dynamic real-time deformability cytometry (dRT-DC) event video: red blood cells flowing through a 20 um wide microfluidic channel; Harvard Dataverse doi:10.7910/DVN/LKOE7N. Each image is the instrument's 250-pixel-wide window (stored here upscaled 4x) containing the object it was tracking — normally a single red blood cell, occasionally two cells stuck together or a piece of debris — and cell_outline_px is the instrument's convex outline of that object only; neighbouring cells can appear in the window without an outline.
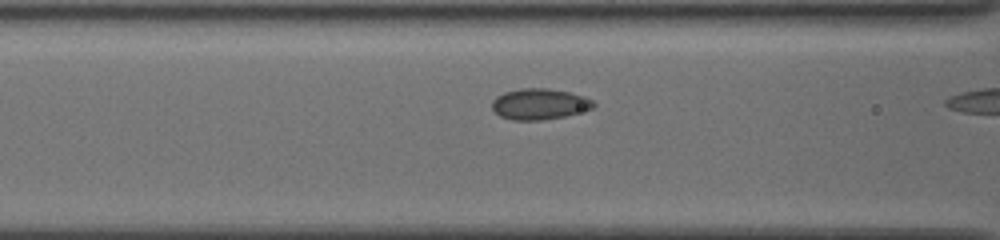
{"species": "common noctule bat (a hibernating species)", "species_latin": "Nyctalus noctula", "temperature_condition": "cold", "stored_images_in_passage": 11, "camera_frame_rate_fps": 3000, "um_per_image_px": 0.085, "animal": {"sex": "female", "body_mass_g": 19.5, "forearm_length_mm": 54.1}, "frame": {"image": 1, "passage_image": 10, "time_ms": 3.0, "image_size_px": [1000, 240], "cell_outline_px": [[596, 104], [592, 108], [564, 116], [544, 120], [512, 120], [500, 116], [492, 108], [492, 100], [496, 96], [504, 92], [520, 88], [548, 88], [568, 92], [584, 96], [592, 100]], "centroid_in_image_um": [45.82, 8.84], "position_along_channel_um": 120.8, "area_um2": 18.26}}